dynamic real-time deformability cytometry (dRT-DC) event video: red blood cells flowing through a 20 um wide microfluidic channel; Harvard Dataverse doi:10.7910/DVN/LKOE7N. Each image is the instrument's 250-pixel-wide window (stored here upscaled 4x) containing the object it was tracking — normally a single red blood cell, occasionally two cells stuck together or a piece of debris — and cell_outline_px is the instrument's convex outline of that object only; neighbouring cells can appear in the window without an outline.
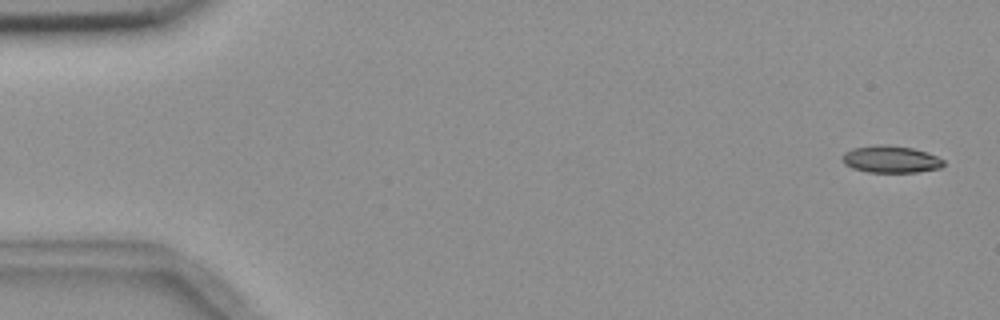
{"species": "common noctule bat (a hibernating species)", "species_latin": "Nyctalus noctula", "temperature_condition": "room temperature", "stored_images_in_passage": 5, "camera_frame_rate_fps": 3000, "um_per_image_px": 0.085, "animal": {"sex": "female", "body_mass_g": 18.4}, "frame": {"image": 1, "passage_image": 1, "time_ms": 0.0, "image_size_px": [1000, 320], "cell_outline_px": [[944, 164], [940, 168], [916, 172], [868, 172], [852, 168], [844, 164], [844, 152], [852, 148], [876, 144], [888, 144], [912, 148], [928, 152], [944, 160]], "centroid_in_image_um": [75.72, 13.53], "position_along_channel_um": 9.3, "area_um2": 16.01}}